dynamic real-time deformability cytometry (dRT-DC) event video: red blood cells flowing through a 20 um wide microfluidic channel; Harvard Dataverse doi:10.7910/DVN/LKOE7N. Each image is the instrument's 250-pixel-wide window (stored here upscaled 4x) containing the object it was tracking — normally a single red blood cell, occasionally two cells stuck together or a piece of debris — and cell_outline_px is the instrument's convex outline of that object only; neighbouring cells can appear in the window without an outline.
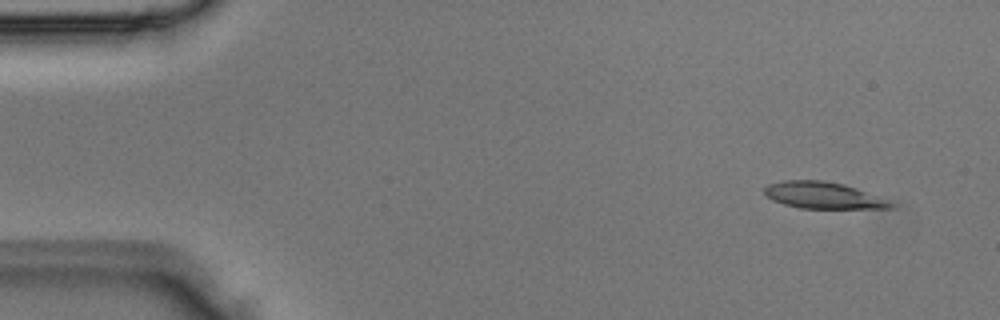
{"species": "Egyptian fruit bat (a non-hibernating species)", "species_latin": "Rousettus aegyptiacus", "temperature_condition": "room temperature", "stored_images_in_passage": 3, "segment_of_instrument_passage": [2, 2], "camera_frame_rate_fps": 3000, "um_per_image_px": 0.085, "animal": {"sex": "male"}, "frame": {"image": 1, "passage_image": 3, "time_ms": 0.667, "image_size_px": [1000, 320], "cell_outline_px": [[896, 208], [800, 208], [784, 204], [772, 200], [764, 192], [764, 188], [768, 184], [784, 180], [824, 180], [844, 184], [856, 188], [892, 204]], "centroid_in_image_um": [69.87, 16.59], "position_along_channel_um": 15.1, "area_um2": 19.13}}